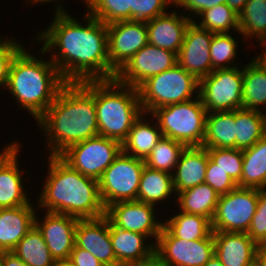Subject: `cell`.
<instances>
[{"label":"cell","instance_id":"obj_56","mask_svg":"<svg viewBox=\"0 0 266 266\" xmlns=\"http://www.w3.org/2000/svg\"><path fill=\"white\" fill-rule=\"evenodd\" d=\"M262 53L266 56V49H264Z\"/></svg>","mask_w":266,"mask_h":266},{"label":"cell","instance_id":"obj_40","mask_svg":"<svg viewBox=\"0 0 266 266\" xmlns=\"http://www.w3.org/2000/svg\"><path fill=\"white\" fill-rule=\"evenodd\" d=\"M174 0H131V20L147 22L166 13Z\"/></svg>","mask_w":266,"mask_h":266},{"label":"cell","instance_id":"obj_45","mask_svg":"<svg viewBox=\"0 0 266 266\" xmlns=\"http://www.w3.org/2000/svg\"><path fill=\"white\" fill-rule=\"evenodd\" d=\"M69 260L76 266H105L90 252L83 248H79L76 245H74Z\"/></svg>","mask_w":266,"mask_h":266},{"label":"cell","instance_id":"obj_12","mask_svg":"<svg viewBox=\"0 0 266 266\" xmlns=\"http://www.w3.org/2000/svg\"><path fill=\"white\" fill-rule=\"evenodd\" d=\"M155 251L167 266H204L215 254L213 231L204 239L187 241L174 237L163 226Z\"/></svg>","mask_w":266,"mask_h":266},{"label":"cell","instance_id":"obj_2","mask_svg":"<svg viewBox=\"0 0 266 266\" xmlns=\"http://www.w3.org/2000/svg\"><path fill=\"white\" fill-rule=\"evenodd\" d=\"M36 123L46 133L50 156H60L70 146L98 136L94 81L67 82Z\"/></svg>","mask_w":266,"mask_h":266},{"label":"cell","instance_id":"obj_52","mask_svg":"<svg viewBox=\"0 0 266 266\" xmlns=\"http://www.w3.org/2000/svg\"><path fill=\"white\" fill-rule=\"evenodd\" d=\"M55 266H76L69 259L56 261Z\"/></svg>","mask_w":266,"mask_h":266},{"label":"cell","instance_id":"obj_25","mask_svg":"<svg viewBox=\"0 0 266 266\" xmlns=\"http://www.w3.org/2000/svg\"><path fill=\"white\" fill-rule=\"evenodd\" d=\"M266 104V56L261 53L243 65L242 108L262 110Z\"/></svg>","mask_w":266,"mask_h":266},{"label":"cell","instance_id":"obj_22","mask_svg":"<svg viewBox=\"0 0 266 266\" xmlns=\"http://www.w3.org/2000/svg\"><path fill=\"white\" fill-rule=\"evenodd\" d=\"M32 203L16 208L0 209V251L10 252L35 226Z\"/></svg>","mask_w":266,"mask_h":266},{"label":"cell","instance_id":"obj_8","mask_svg":"<svg viewBox=\"0 0 266 266\" xmlns=\"http://www.w3.org/2000/svg\"><path fill=\"white\" fill-rule=\"evenodd\" d=\"M144 166V160L121 151L98 180L100 196L105 208L115 202L137 201Z\"/></svg>","mask_w":266,"mask_h":266},{"label":"cell","instance_id":"obj_15","mask_svg":"<svg viewBox=\"0 0 266 266\" xmlns=\"http://www.w3.org/2000/svg\"><path fill=\"white\" fill-rule=\"evenodd\" d=\"M155 206L139 201L115 202L106 208L105 216L117 228L146 235L156 244L163 222L155 218Z\"/></svg>","mask_w":266,"mask_h":266},{"label":"cell","instance_id":"obj_38","mask_svg":"<svg viewBox=\"0 0 266 266\" xmlns=\"http://www.w3.org/2000/svg\"><path fill=\"white\" fill-rule=\"evenodd\" d=\"M235 39L230 33L213 34L210 43V57L213 71L236 67L233 65L236 59L235 56H237L236 48L238 47Z\"/></svg>","mask_w":266,"mask_h":266},{"label":"cell","instance_id":"obj_19","mask_svg":"<svg viewBox=\"0 0 266 266\" xmlns=\"http://www.w3.org/2000/svg\"><path fill=\"white\" fill-rule=\"evenodd\" d=\"M191 15H178L175 11L166 12L147 21L148 43L158 48L172 51L178 55L184 40L185 32L193 21Z\"/></svg>","mask_w":266,"mask_h":266},{"label":"cell","instance_id":"obj_5","mask_svg":"<svg viewBox=\"0 0 266 266\" xmlns=\"http://www.w3.org/2000/svg\"><path fill=\"white\" fill-rule=\"evenodd\" d=\"M94 101L99 135L121 144L144 113L138 89L115 79L94 81Z\"/></svg>","mask_w":266,"mask_h":266},{"label":"cell","instance_id":"obj_21","mask_svg":"<svg viewBox=\"0 0 266 266\" xmlns=\"http://www.w3.org/2000/svg\"><path fill=\"white\" fill-rule=\"evenodd\" d=\"M18 143L0 161V209L16 208L31 203L26 190L23 189L21 170L18 165L20 152ZM30 201V202H29Z\"/></svg>","mask_w":266,"mask_h":266},{"label":"cell","instance_id":"obj_46","mask_svg":"<svg viewBox=\"0 0 266 266\" xmlns=\"http://www.w3.org/2000/svg\"><path fill=\"white\" fill-rule=\"evenodd\" d=\"M126 266H167L161 256L154 250L146 258L140 259L137 262L130 263Z\"/></svg>","mask_w":266,"mask_h":266},{"label":"cell","instance_id":"obj_49","mask_svg":"<svg viewBox=\"0 0 266 266\" xmlns=\"http://www.w3.org/2000/svg\"><path fill=\"white\" fill-rule=\"evenodd\" d=\"M248 0H226V4L236 13L240 14Z\"/></svg>","mask_w":266,"mask_h":266},{"label":"cell","instance_id":"obj_41","mask_svg":"<svg viewBox=\"0 0 266 266\" xmlns=\"http://www.w3.org/2000/svg\"><path fill=\"white\" fill-rule=\"evenodd\" d=\"M247 234L258 245L266 244V190L259 189L257 209Z\"/></svg>","mask_w":266,"mask_h":266},{"label":"cell","instance_id":"obj_37","mask_svg":"<svg viewBox=\"0 0 266 266\" xmlns=\"http://www.w3.org/2000/svg\"><path fill=\"white\" fill-rule=\"evenodd\" d=\"M87 13L105 24L131 20V0H88Z\"/></svg>","mask_w":266,"mask_h":266},{"label":"cell","instance_id":"obj_13","mask_svg":"<svg viewBox=\"0 0 266 266\" xmlns=\"http://www.w3.org/2000/svg\"><path fill=\"white\" fill-rule=\"evenodd\" d=\"M178 64L177 54L147 44L135 53L117 72L115 80L138 89L147 79Z\"/></svg>","mask_w":266,"mask_h":266},{"label":"cell","instance_id":"obj_47","mask_svg":"<svg viewBox=\"0 0 266 266\" xmlns=\"http://www.w3.org/2000/svg\"><path fill=\"white\" fill-rule=\"evenodd\" d=\"M2 266H28L13 252L2 251Z\"/></svg>","mask_w":266,"mask_h":266},{"label":"cell","instance_id":"obj_24","mask_svg":"<svg viewBox=\"0 0 266 266\" xmlns=\"http://www.w3.org/2000/svg\"><path fill=\"white\" fill-rule=\"evenodd\" d=\"M109 233L116 256V266H126L137 262L155 250L154 242L147 244L148 237L146 235L117 228L110 221Z\"/></svg>","mask_w":266,"mask_h":266},{"label":"cell","instance_id":"obj_43","mask_svg":"<svg viewBox=\"0 0 266 266\" xmlns=\"http://www.w3.org/2000/svg\"><path fill=\"white\" fill-rule=\"evenodd\" d=\"M13 40V41H12ZM1 39L0 37V86H6L9 69L15 55L24 47L16 40Z\"/></svg>","mask_w":266,"mask_h":266},{"label":"cell","instance_id":"obj_34","mask_svg":"<svg viewBox=\"0 0 266 266\" xmlns=\"http://www.w3.org/2000/svg\"><path fill=\"white\" fill-rule=\"evenodd\" d=\"M238 33L246 39L257 37L260 47L266 46V0H248L245 3L239 14Z\"/></svg>","mask_w":266,"mask_h":266},{"label":"cell","instance_id":"obj_11","mask_svg":"<svg viewBox=\"0 0 266 266\" xmlns=\"http://www.w3.org/2000/svg\"><path fill=\"white\" fill-rule=\"evenodd\" d=\"M242 89V67L214 70L199 80V97L208 113L242 108Z\"/></svg>","mask_w":266,"mask_h":266},{"label":"cell","instance_id":"obj_35","mask_svg":"<svg viewBox=\"0 0 266 266\" xmlns=\"http://www.w3.org/2000/svg\"><path fill=\"white\" fill-rule=\"evenodd\" d=\"M184 149L185 146L182 143L162 136L144 160L145 166L172 174Z\"/></svg>","mask_w":266,"mask_h":266},{"label":"cell","instance_id":"obj_48","mask_svg":"<svg viewBox=\"0 0 266 266\" xmlns=\"http://www.w3.org/2000/svg\"><path fill=\"white\" fill-rule=\"evenodd\" d=\"M255 266H266V244L258 246Z\"/></svg>","mask_w":266,"mask_h":266},{"label":"cell","instance_id":"obj_14","mask_svg":"<svg viewBox=\"0 0 266 266\" xmlns=\"http://www.w3.org/2000/svg\"><path fill=\"white\" fill-rule=\"evenodd\" d=\"M108 57L117 72L135 53L148 44L147 25L143 21H118L107 25Z\"/></svg>","mask_w":266,"mask_h":266},{"label":"cell","instance_id":"obj_42","mask_svg":"<svg viewBox=\"0 0 266 266\" xmlns=\"http://www.w3.org/2000/svg\"><path fill=\"white\" fill-rule=\"evenodd\" d=\"M205 183L209 184L219 195L227 194L238 185L210 158L206 168Z\"/></svg>","mask_w":266,"mask_h":266},{"label":"cell","instance_id":"obj_7","mask_svg":"<svg viewBox=\"0 0 266 266\" xmlns=\"http://www.w3.org/2000/svg\"><path fill=\"white\" fill-rule=\"evenodd\" d=\"M138 91L143 112L150 114L159 107L192 100L194 95L197 97L199 80L176 64L147 79Z\"/></svg>","mask_w":266,"mask_h":266},{"label":"cell","instance_id":"obj_1","mask_svg":"<svg viewBox=\"0 0 266 266\" xmlns=\"http://www.w3.org/2000/svg\"><path fill=\"white\" fill-rule=\"evenodd\" d=\"M56 7L54 20L37 36V42H44L39 52L44 55L51 51L50 59L66 82L114 79L116 71L108 57L107 24L86 12L83 19L87 25L83 26L64 11L62 4Z\"/></svg>","mask_w":266,"mask_h":266},{"label":"cell","instance_id":"obj_23","mask_svg":"<svg viewBox=\"0 0 266 266\" xmlns=\"http://www.w3.org/2000/svg\"><path fill=\"white\" fill-rule=\"evenodd\" d=\"M209 155L207 148L185 147L172 173L175 195L205 183Z\"/></svg>","mask_w":266,"mask_h":266},{"label":"cell","instance_id":"obj_4","mask_svg":"<svg viewBox=\"0 0 266 266\" xmlns=\"http://www.w3.org/2000/svg\"><path fill=\"white\" fill-rule=\"evenodd\" d=\"M66 83L51 59L34 57L23 47L12 60L4 88L37 121Z\"/></svg>","mask_w":266,"mask_h":266},{"label":"cell","instance_id":"obj_39","mask_svg":"<svg viewBox=\"0 0 266 266\" xmlns=\"http://www.w3.org/2000/svg\"><path fill=\"white\" fill-rule=\"evenodd\" d=\"M209 158L238 185L243 170V150L236 148H207Z\"/></svg>","mask_w":266,"mask_h":266},{"label":"cell","instance_id":"obj_33","mask_svg":"<svg viewBox=\"0 0 266 266\" xmlns=\"http://www.w3.org/2000/svg\"><path fill=\"white\" fill-rule=\"evenodd\" d=\"M165 221L163 226L174 237L187 241L204 239L212 232L211 222L200 215L180 211V213Z\"/></svg>","mask_w":266,"mask_h":266},{"label":"cell","instance_id":"obj_6","mask_svg":"<svg viewBox=\"0 0 266 266\" xmlns=\"http://www.w3.org/2000/svg\"><path fill=\"white\" fill-rule=\"evenodd\" d=\"M207 110L199 95L192 100L159 107L150 114L157 120L164 137L185 147H200L204 142Z\"/></svg>","mask_w":266,"mask_h":266},{"label":"cell","instance_id":"obj_16","mask_svg":"<svg viewBox=\"0 0 266 266\" xmlns=\"http://www.w3.org/2000/svg\"><path fill=\"white\" fill-rule=\"evenodd\" d=\"M213 34L192 21L186 29L182 47L177 55L178 64L198 80L213 71L210 57Z\"/></svg>","mask_w":266,"mask_h":266},{"label":"cell","instance_id":"obj_26","mask_svg":"<svg viewBox=\"0 0 266 266\" xmlns=\"http://www.w3.org/2000/svg\"><path fill=\"white\" fill-rule=\"evenodd\" d=\"M204 148H236V125L234 111L207 113Z\"/></svg>","mask_w":266,"mask_h":266},{"label":"cell","instance_id":"obj_44","mask_svg":"<svg viewBox=\"0 0 266 266\" xmlns=\"http://www.w3.org/2000/svg\"><path fill=\"white\" fill-rule=\"evenodd\" d=\"M226 0H174V5L180 6V8H185L186 11L198 15L204 10H208L213 6H218L219 4H225Z\"/></svg>","mask_w":266,"mask_h":266},{"label":"cell","instance_id":"obj_51","mask_svg":"<svg viewBox=\"0 0 266 266\" xmlns=\"http://www.w3.org/2000/svg\"><path fill=\"white\" fill-rule=\"evenodd\" d=\"M204 266H224V265L214 254V256Z\"/></svg>","mask_w":266,"mask_h":266},{"label":"cell","instance_id":"obj_36","mask_svg":"<svg viewBox=\"0 0 266 266\" xmlns=\"http://www.w3.org/2000/svg\"><path fill=\"white\" fill-rule=\"evenodd\" d=\"M198 15L201 16L200 22H193L200 28L208 30L214 34L239 32V15L236 14L226 3L213 6L204 10Z\"/></svg>","mask_w":266,"mask_h":266},{"label":"cell","instance_id":"obj_20","mask_svg":"<svg viewBox=\"0 0 266 266\" xmlns=\"http://www.w3.org/2000/svg\"><path fill=\"white\" fill-rule=\"evenodd\" d=\"M215 255L224 266H255L258 244L247 233L213 232Z\"/></svg>","mask_w":266,"mask_h":266},{"label":"cell","instance_id":"obj_10","mask_svg":"<svg viewBox=\"0 0 266 266\" xmlns=\"http://www.w3.org/2000/svg\"><path fill=\"white\" fill-rule=\"evenodd\" d=\"M121 151L120 142L98 135L70 146L60 157L84 176L99 180Z\"/></svg>","mask_w":266,"mask_h":266},{"label":"cell","instance_id":"obj_54","mask_svg":"<svg viewBox=\"0 0 266 266\" xmlns=\"http://www.w3.org/2000/svg\"><path fill=\"white\" fill-rule=\"evenodd\" d=\"M266 108V104H265V107H264V109ZM266 112V111H265ZM263 113V110L261 111V114L263 115V117L265 118V122H266V113Z\"/></svg>","mask_w":266,"mask_h":266},{"label":"cell","instance_id":"obj_53","mask_svg":"<svg viewBox=\"0 0 266 266\" xmlns=\"http://www.w3.org/2000/svg\"><path fill=\"white\" fill-rule=\"evenodd\" d=\"M28 1L30 3H33V4L34 3H37V4L40 3L41 4V3L51 2V1L53 2V0H28ZM82 1H84V3H86L85 6H87L88 0H82ZM55 2L58 3L57 0H55Z\"/></svg>","mask_w":266,"mask_h":266},{"label":"cell","instance_id":"obj_17","mask_svg":"<svg viewBox=\"0 0 266 266\" xmlns=\"http://www.w3.org/2000/svg\"><path fill=\"white\" fill-rule=\"evenodd\" d=\"M44 215L41 221L36 213L35 226L42 233L55 261L68 260L75 245V230L79 219L53 212H46Z\"/></svg>","mask_w":266,"mask_h":266},{"label":"cell","instance_id":"obj_3","mask_svg":"<svg viewBox=\"0 0 266 266\" xmlns=\"http://www.w3.org/2000/svg\"><path fill=\"white\" fill-rule=\"evenodd\" d=\"M48 176L40 191L38 206L47 212L61 213L78 219L105 216L99 182L73 169L60 156H50Z\"/></svg>","mask_w":266,"mask_h":266},{"label":"cell","instance_id":"obj_27","mask_svg":"<svg viewBox=\"0 0 266 266\" xmlns=\"http://www.w3.org/2000/svg\"><path fill=\"white\" fill-rule=\"evenodd\" d=\"M145 116L147 117L148 115L142 113L133 123L128 137L122 143V151L124 153L142 160L147 158L163 136L158 124L155 125L154 123L151 125L148 119L144 122Z\"/></svg>","mask_w":266,"mask_h":266},{"label":"cell","instance_id":"obj_28","mask_svg":"<svg viewBox=\"0 0 266 266\" xmlns=\"http://www.w3.org/2000/svg\"><path fill=\"white\" fill-rule=\"evenodd\" d=\"M238 186L266 190V134L243 150V170Z\"/></svg>","mask_w":266,"mask_h":266},{"label":"cell","instance_id":"obj_30","mask_svg":"<svg viewBox=\"0 0 266 266\" xmlns=\"http://www.w3.org/2000/svg\"><path fill=\"white\" fill-rule=\"evenodd\" d=\"M175 193L172 174L144 166L137 193V201L156 207Z\"/></svg>","mask_w":266,"mask_h":266},{"label":"cell","instance_id":"obj_29","mask_svg":"<svg viewBox=\"0 0 266 266\" xmlns=\"http://www.w3.org/2000/svg\"><path fill=\"white\" fill-rule=\"evenodd\" d=\"M182 212L206 217L214 216L220 195L207 183H202L176 194Z\"/></svg>","mask_w":266,"mask_h":266},{"label":"cell","instance_id":"obj_31","mask_svg":"<svg viewBox=\"0 0 266 266\" xmlns=\"http://www.w3.org/2000/svg\"><path fill=\"white\" fill-rule=\"evenodd\" d=\"M235 125L236 149H248L266 134L265 118L258 110L236 109Z\"/></svg>","mask_w":266,"mask_h":266},{"label":"cell","instance_id":"obj_32","mask_svg":"<svg viewBox=\"0 0 266 266\" xmlns=\"http://www.w3.org/2000/svg\"><path fill=\"white\" fill-rule=\"evenodd\" d=\"M28 266H55L42 233L34 226L11 251Z\"/></svg>","mask_w":266,"mask_h":266},{"label":"cell","instance_id":"obj_9","mask_svg":"<svg viewBox=\"0 0 266 266\" xmlns=\"http://www.w3.org/2000/svg\"><path fill=\"white\" fill-rule=\"evenodd\" d=\"M259 189L237 186L222 194L211 220L213 232L247 233L257 209Z\"/></svg>","mask_w":266,"mask_h":266},{"label":"cell","instance_id":"obj_55","mask_svg":"<svg viewBox=\"0 0 266 266\" xmlns=\"http://www.w3.org/2000/svg\"><path fill=\"white\" fill-rule=\"evenodd\" d=\"M0 266H2V251H0Z\"/></svg>","mask_w":266,"mask_h":266},{"label":"cell","instance_id":"obj_18","mask_svg":"<svg viewBox=\"0 0 266 266\" xmlns=\"http://www.w3.org/2000/svg\"><path fill=\"white\" fill-rule=\"evenodd\" d=\"M75 245L90 252L105 266H116L109 219L106 216L96 219H79L75 230Z\"/></svg>","mask_w":266,"mask_h":266},{"label":"cell","instance_id":"obj_50","mask_svg":"<svg viewBox=\"0 0 266 266\" xmlns=\"http://www.w3.org/2000/svg\"><path fill=\"white\" fill-rule=\"evenodd\" d=\"M19 142L14 141L12 143H10L7 146H4V150L2 149V151H0V161L18 144Z\"/></svg>","mask_w":266,"mask_h":266}]
</instances>
